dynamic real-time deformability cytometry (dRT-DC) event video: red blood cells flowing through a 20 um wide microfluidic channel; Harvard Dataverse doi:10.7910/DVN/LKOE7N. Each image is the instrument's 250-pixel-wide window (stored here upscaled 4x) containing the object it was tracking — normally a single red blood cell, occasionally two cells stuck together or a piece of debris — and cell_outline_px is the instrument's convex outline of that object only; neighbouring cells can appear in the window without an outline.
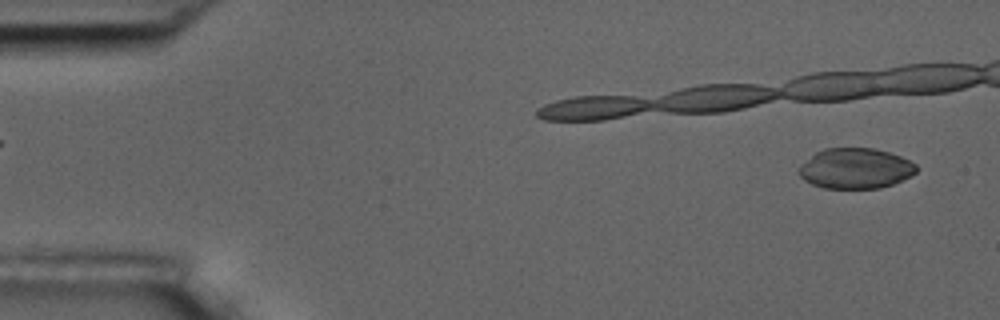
{"species": "common noctule bat (a hibernating species)", "species_latin": "Nyctalus noctula", "temperature_condition": "room temperature", "stored_images_in_passage": 6, "segment_of_instrument_passage": [2, 2], "camera_frame_rate_fps": 3000, "um_per_image_px": 0.085, "animal": {"sex": "male", "body_mass_g": 17.5, "forearm_length_mm": 52.3}, "frame": {"image": 1, "passage_image": 6, "time_ms": 6.0, "image_size_px": [1000, 320], "cell_outline_px": [[916, 172], [892, 184], [880, 188], [824, 188], [812, 184], [804, 180], [800, 176], [800, 164], [816, 152], [824, 148], [872, 148], [888, 152], [900, 156], [916, 164]], "centroid_in_image_um": [72.68, 14.31], "position_along_channel_um": 12.3, "area_um2": 27.4}}